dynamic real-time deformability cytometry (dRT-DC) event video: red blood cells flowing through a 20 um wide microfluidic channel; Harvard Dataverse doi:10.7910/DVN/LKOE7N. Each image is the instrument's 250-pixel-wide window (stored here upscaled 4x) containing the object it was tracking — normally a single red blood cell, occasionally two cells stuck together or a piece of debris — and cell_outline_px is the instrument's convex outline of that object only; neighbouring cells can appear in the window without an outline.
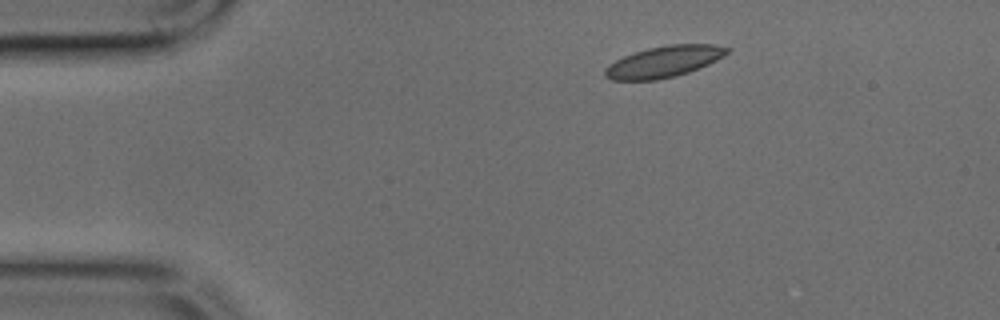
{"species": "common noctule bat (a hibernating species)", "species_latin": "Nyctalus noctula", "temperature_condition": "cold", "stored_images_in_passage": 35, "camera_frame_rate_fps": 3000, "um_per_image_px": 0.085, "animal": {"sex": "male", "body_mass_g": 17.9, "forearm_length_mm": 54.2}, "frame": {"image": 1, "passage_image": 1, "time_ms": 0.0, "image_size_px": [1000, 320], "cell_outline_px": [[732, 48], [724, 56], [708, 64], [688, 72], [676, 76], [656, 80], [612, 80], [604, 76], [604, 68], [608, 64], [624, 56], [648, 48], [668, 44], [716, 44]], "centroid_in_image_um": [56.44, 5.24], "position_along_channel_um": 28.6, "area_um2": 22.31}}
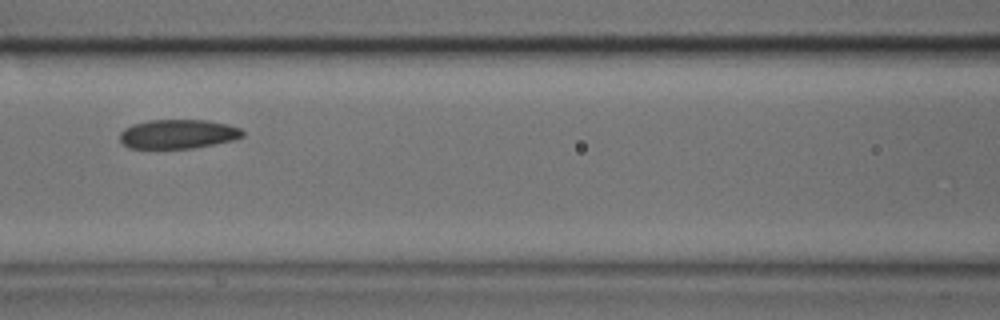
{"frame": {"image": 2, "passage_image": 14, "time_ms": 4.333, "image_size_px": [1000, 320], "cell_outline_px": [[244, 136], [236, 140], [192, 148], [128, 148], [120, 140], [120, 132], [124, 128], [132, 124], [148, 120], [208, 120], [228, 124], [240, 128], [244, 132]], "centroid_in_image_um": [15.15, 11.39], "position_along_channel_um": 151.5, "area_um2": 21.04}}
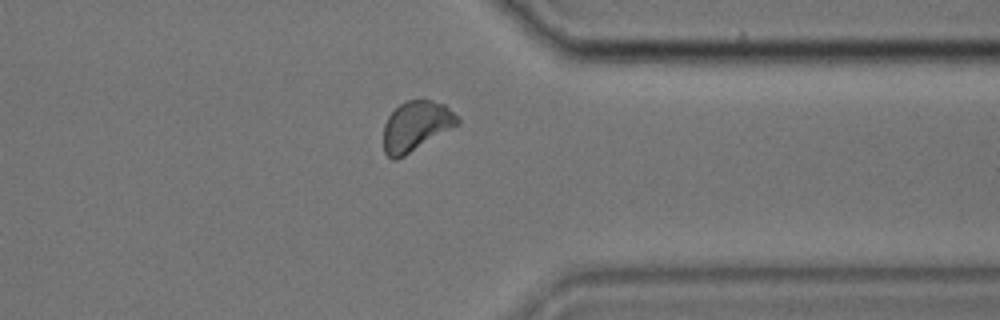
{"frame": {"image": 3, "passage_image": 31, "time_ms": 10.0, "image_size_px": [1000, 320], "cell_outline_px": [[460, 124], [404, 156], [396, 160], [392, 160], [384, 152], [384, 124], [388, 116], [400, 104], [408, 100], [432, 100], [444, 104], [460, 120]], "centroid_in_image_um": [35.36, 10.73], "position_along_channel_um": 376.0, "area_um2": 21.39}}